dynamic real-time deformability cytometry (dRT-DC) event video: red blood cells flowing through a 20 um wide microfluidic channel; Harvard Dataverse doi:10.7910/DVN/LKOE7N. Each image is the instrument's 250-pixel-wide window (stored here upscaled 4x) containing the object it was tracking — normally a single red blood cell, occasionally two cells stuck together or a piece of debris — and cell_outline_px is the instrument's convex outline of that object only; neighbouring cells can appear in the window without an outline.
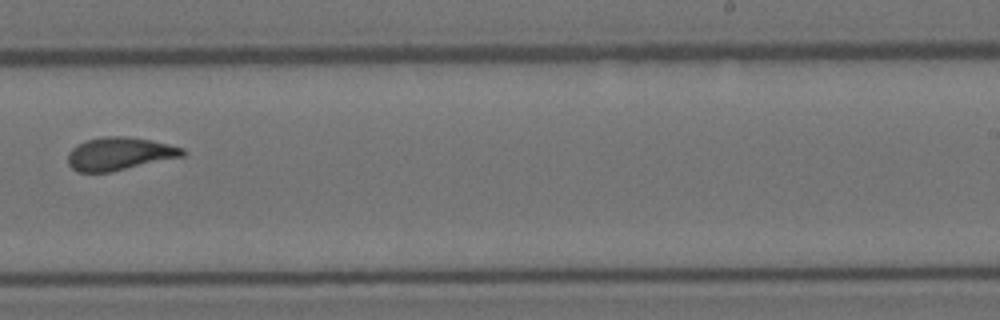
{"species": "Egyptian fruit bat (a non-hibernating species)", "species_latin": "Rousettus aegyptiacus", "temperature_condition": "room temperature", "stored_images_in_passage": 7, "camera_frame_rate_fps": 3000, "um_per_image_px": 0.085, "animal": {"sex": "female"}, "frame": {"image": 1, "passage_image": 6, "time_ms": 6.667, "image_size_px": [1000, 320], "cell_outline_px": [[184, 156], [112, 172], [80, 172], [72, 168], [68, 164], [68, 152], [76, 144], [88, 140], [104, 136], [124, 136], [148, 140], [168, 144], [184, 148]], "centroid_in_image_um": [10.13, 13.08], "position_along_channel_um": 278.9, "area_um2": 21.91}}
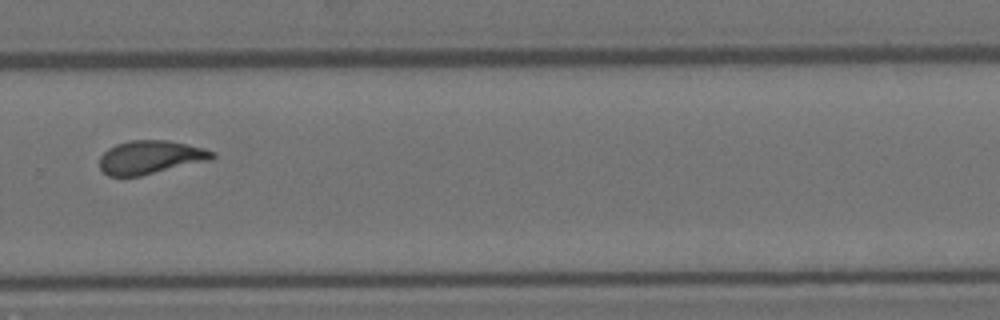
{"frame": {"image": 2, "passage_image": 7, "time_ms": 7.667, "image_size_px": [1000, 320], "cell_outline_px": [[216, 156], [212, 160], [140, 176], [108, 176], [100, 168], [100, 156], [108, 148], [116, 144], [128, 140], [168, 140], [204, 148], [216, 152]], "centroid_in_image_um": [12.81, 13.36], "position_along_channel_um": 317.0, "area_um2": 22.14}}